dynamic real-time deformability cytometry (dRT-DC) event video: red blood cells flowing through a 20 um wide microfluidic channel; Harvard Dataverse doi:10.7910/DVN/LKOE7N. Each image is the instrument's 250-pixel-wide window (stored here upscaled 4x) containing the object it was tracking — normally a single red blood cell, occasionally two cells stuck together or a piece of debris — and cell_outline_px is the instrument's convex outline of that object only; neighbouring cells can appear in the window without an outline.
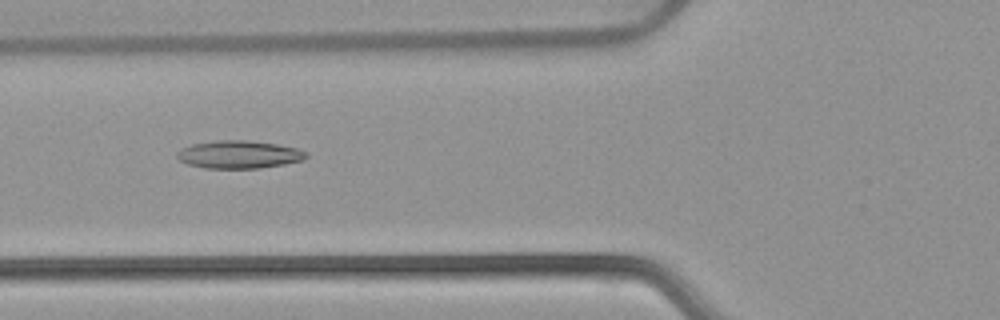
{"species": "common noctule bat (a hibernating species)", "species_latin": "Nyctalus noctula", "temperature_condition": "warm", "stored_images_in_passage": 52, "camera_frame_rate_fps": 3000, "um_per_image_px": 0.085, "animal": {"sex": "female", "body_mass_g": 22.7, "forearm_length_mm": 54.2}, "frame": {"image": 1, "passage_image": 20, "time_ms": 6.333, "image_size_px": [1000, 320], "cell_outline_px": [[308, 156], [304, 160], [284, 164], [260, 168], [204, 168], [188, 164], [180, 160], [176, 156], [176, 152], [180, 148], [192, 144], [216, 140], [248, 140], [276, 144], [296, 148], [308, 152]], "centroid_in_image_um": [20.31, 13.13], "position_along_channel_um": 105.5, "area_um2": 21.04}}
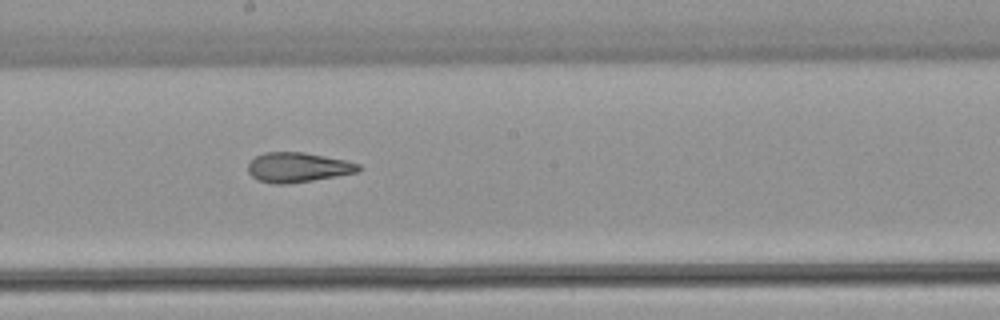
{"frame": {"image": 2, "passage_image": 29, "time_ms": 9.333, "image_size_px": [1000, 320], "cell_outline_px": [[360, 168], [356, 172], [336, 176], [288, 184], [272, 184], [256, 180], [248, 172], [248, 164], [256, 156], [264, 152], [304, 152], [344, 160], [360, 164]], "centroid_in_image_um": [25.27, 14.23], "position_along_channel_um": 222.9, "area_um2": 19.07}}
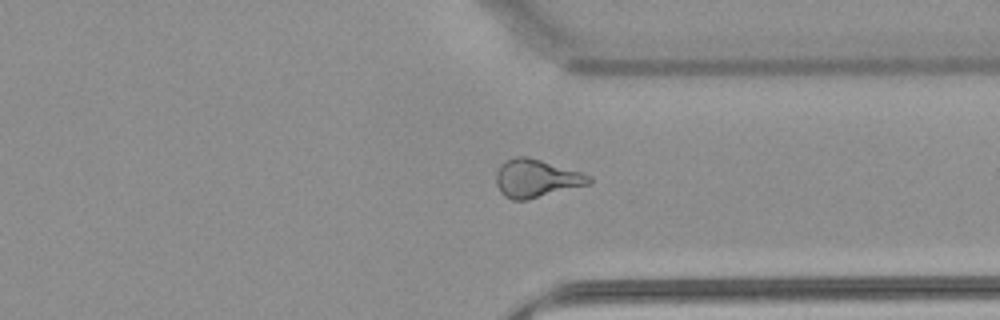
{"frame": {"image": 3, "passage_image": 40, "time_ms": 13.0, "image_size_px": [1000, 320], "cell_outline_px": [[592, 184], [528, 200], [512, 200], [504, 196], [500, 192], [496, 184], [496, 172], [500, 164], [504, 160], [516, 156], [528, 156], [580, 172], [592, 176]], "centroid_in_image_um": [45.58, 15.17], "position_along_channel_um": 365.8, "area_um2": 20.92}, "authors_computed_cell_mechanics": {"area_um2": 21.3571, "velocity_mm_per_s": 3.905, "shape_relaxation_time_tau1_ms": null, "shape_relaxation_time_tau2_ms": 2.4609, "deformation_change_tau1": null, "deformation_change_tau2": 0.111}}